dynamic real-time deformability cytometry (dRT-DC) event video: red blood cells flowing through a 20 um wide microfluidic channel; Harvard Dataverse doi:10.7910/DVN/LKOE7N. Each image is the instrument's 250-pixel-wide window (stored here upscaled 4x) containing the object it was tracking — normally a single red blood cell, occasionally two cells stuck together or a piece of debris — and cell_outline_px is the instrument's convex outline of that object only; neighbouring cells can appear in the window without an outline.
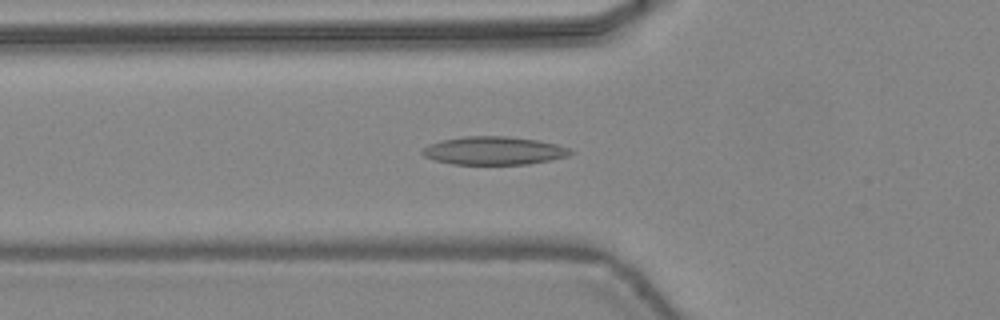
{"species": "common noctule bat (a hibernating species)", "species_latin": "Nyctalus noctula", "temperature_condition": "warm", "stored_images_in_passage": 31, "camera_frame_rate_fps": 3000, "um_per_image_px": 0.085, "animal": {"sex": "female", "body_mass_g": 24.6, "forearm_length_mm": 56.2}, "frame": {"image": 1, "passage_image": 2, "time_ms": 0.333, "image_size_px": [1000, 320], "cell_outline_px": [[576, 152], [568, 156], [552, 160], [528, 164], [452, 164], [436, 160], [424, 156], [420, 152], [420, 148], [428, 144], [444, 140], [464, 136], [504, 136], [540, 140], [556, 144], [568, 148]], "centroid_in_image_um": [41.99, 12.8], "position_along_channel_um": 83.8, "area_um2": 24.45}}
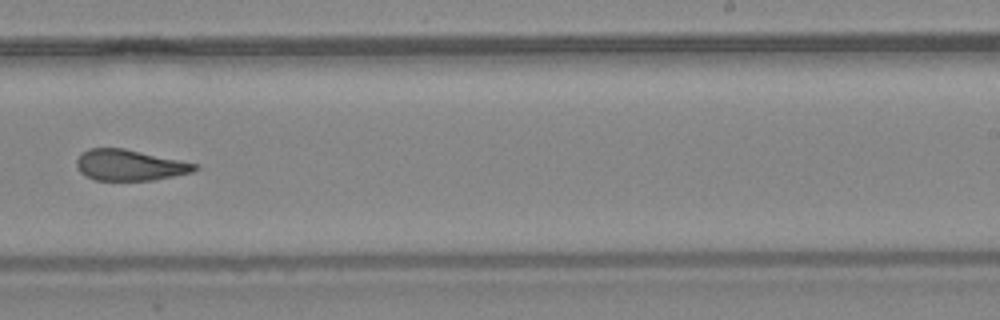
{"frame": {"image": 2, "passage_image": 15, "time_ms": 4.667, "image_size_px": [1000, 320], "cell_outline_px": [[200, 168], [192, 172], [152, 180], [96, 180], [84, 176], [80, 172], [76, 164], [76, 160], [88, 148], [124, 148], [200, 164]], "centroid_in_image_um": [11.04, 14.03], "position_along_channel_um": 278.0, "area_um2": 21.33}}
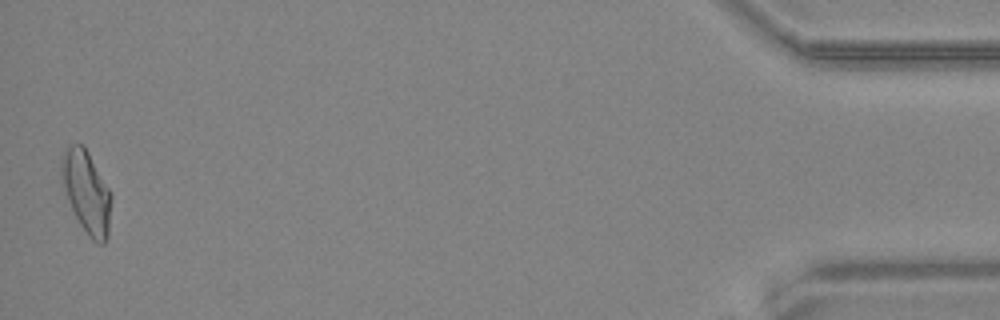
{"frame": {"image": 3, "passage_image": 31, "time_ms": 10.0, "image_size_px": [1000, 320], "cell_outline_px": [[112, 196], [108, 236], [104, 244], [100, 244], [92, 240], [88, 236], [80, 224], [68, 200], [60, 176], [60, 160], [64, 152], [72, 144], [84, 144], [112, 192]], "centroid_in_image_um": [7.37, 16.31], "position_along_channel_um": 427.8, "area_um2": 24.1}, "authors_computed_cell_mechanics": {"area_um2": 22.3108, "velocity_mm_per_s": 4.4688, "shape_relaxation_time_tau1_ms": null, "shape_relaxation_time_tau2_ms": 2.3281, "deformation_change_tau1": null, "deformation_change_tau2": 0.1121}}